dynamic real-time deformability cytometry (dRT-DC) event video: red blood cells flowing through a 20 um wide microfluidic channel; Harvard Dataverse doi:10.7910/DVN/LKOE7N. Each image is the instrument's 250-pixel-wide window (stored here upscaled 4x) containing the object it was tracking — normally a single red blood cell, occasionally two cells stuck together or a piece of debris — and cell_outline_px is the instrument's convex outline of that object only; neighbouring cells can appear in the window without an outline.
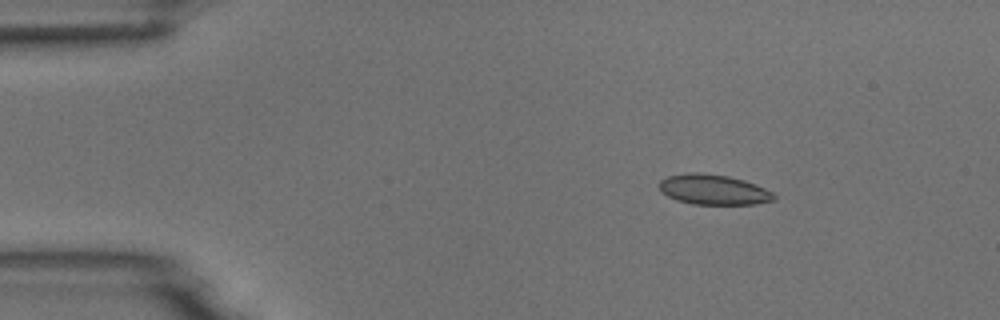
{"species": "common noctule bat (a hibernating species)", "species_latin": "Nyctalus noctula", "temperature_condition": "room temperature", "stored_images_in_passage": 7, "camera_frame_rate_fps": 3000, "um_per_image_px": 0.085, "animal": {"sex": "male", "body_mass_g": 18.8}, "frame": {"image": 1, "passage_image": 3, "time_ms": 0.667, "image_size_px": [1000, 320], "cell_outline_px": [[776, 200], [756, 204], [692, 204], [676, 200], [660, 192], [660, 180], [668, 176], [688, 172], [700, 172], [728, 176], [744, 180], [756, 184], [772, 192], [776, 196]], "centroid_in_image_um": [60.65, 16.12], "position_along_channel_um": 24.4, "area_um2": 20.29}}
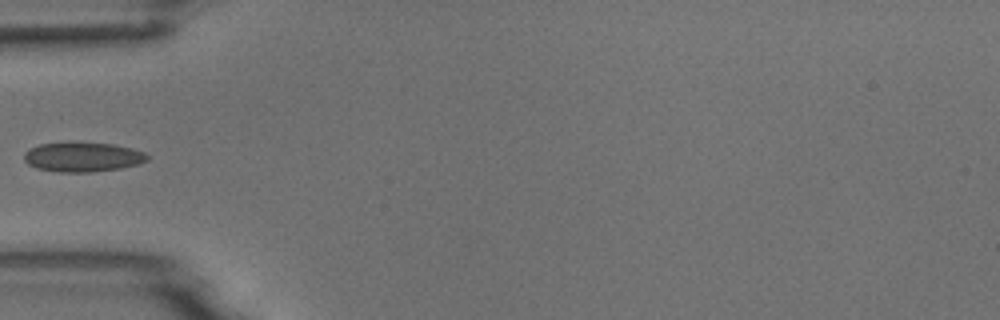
{"frame": {"image": 2, "passage_image": 6, "time_ms": 1.667, "image_size_px": [1000, 320], "cell_outline_px": [[148, 160], [140, 164], [120, 168], [92, 172], [60, 172], [36, 168], [28, 164], [24, 160], [24, 152], [28, 148], [40, 144], [72, 140], [112, 144], [132, 148], [144, 152], [148, 156]], "centroid_in_image_um": [7.0, 13.31], "position_along_channel_um": 78.0, "area_um2": 21.85}}